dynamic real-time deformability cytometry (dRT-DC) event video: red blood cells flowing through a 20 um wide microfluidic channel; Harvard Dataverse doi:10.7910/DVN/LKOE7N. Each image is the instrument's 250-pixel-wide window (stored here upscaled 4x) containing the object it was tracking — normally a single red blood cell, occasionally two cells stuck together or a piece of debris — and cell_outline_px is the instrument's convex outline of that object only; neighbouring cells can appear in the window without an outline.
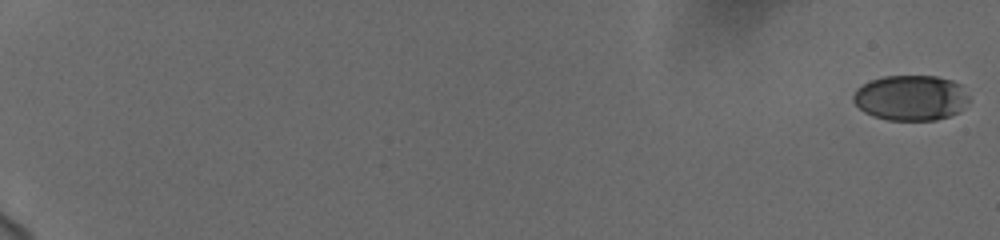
{"species": "human", "species_latin": "Homo sapiens", "temperature_condition": "cold", "stored_images_in_passage": 60, "camera_frame_rate_fps": 3000, "um_per_image_px": 0.085, "donor": {"sex": "female"}, "frame": {"image": 1, "passage_image": 1, "time_ms": 0.0, "image_size_px": [1000, 240], "cell_outline_px": [[968, 100], [960, 112], [936, 120], [888, 120], [872, 116], [864, 112], [852, 100], [852, 96], [856, 88], [872, 80], [884, 76], [936, 76], [952, 80], [960, 84], [968, 96]], "centroid_in_image_um": [77.41, 8.32], "position_along_channel_um": 7.6, "area_um2": 30.63}}
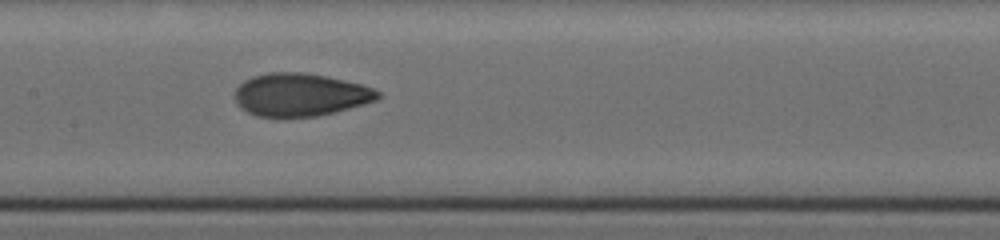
{"frame": {"image": 2, "passage_image": 34, "time_ms": 11.0, "image_size_px": [1000, 240], "cell_outline_px": [[380, 96], [376, 100], [364, 104], [336, 112], [316, 116], [256, 116], [240, 108], [236, 104], [236, 88], [244, 80], [252, 76], [268, 72], [304, 72], [328, 76], [360, 84], [372, 88], [380, 92]], "centroid_in_image_um": [25.52, 8.04], "position_along_channel_um": 181.9, "area_um2": 35.66}}
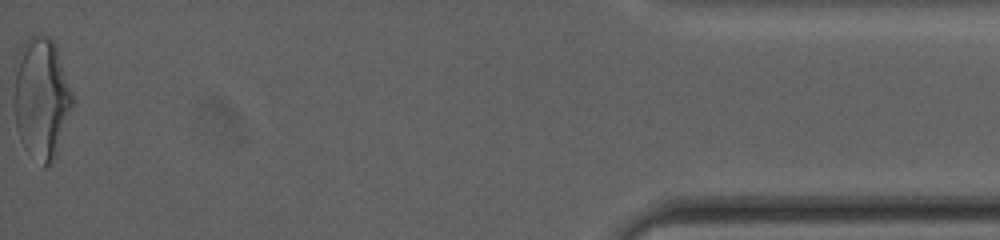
{"frame": {"image": 3, "passage_image": 60, "time_ms": 19.667, "image_size_px": [1000, 240], "cell_outline_px": [[72, 108], [56, 156], [52, 164], [44, 168], [24, 148], [20, 140], [16, 128], [12, 104], [12, 68], [16, 56], [24, 44], [36, 36], [48, 36], [56, 44], [72, 92]], "centroid_in_image_um": [3.46, 8.38], "position_along_channel_um": 431.7, "area_um2": 42.25}, "authors_computed_cell_mechanics": {"area_um2": 34.5355, "velocity_mm_per_s": 3.7118, "shape_relaxation_time_tau1_ms": 4.5767, "shape_relaxation_time_tau2_ms": 1.3311, "deformation_change_tau1": 0.1803, "deformation_change_tau2": 0.0608}}